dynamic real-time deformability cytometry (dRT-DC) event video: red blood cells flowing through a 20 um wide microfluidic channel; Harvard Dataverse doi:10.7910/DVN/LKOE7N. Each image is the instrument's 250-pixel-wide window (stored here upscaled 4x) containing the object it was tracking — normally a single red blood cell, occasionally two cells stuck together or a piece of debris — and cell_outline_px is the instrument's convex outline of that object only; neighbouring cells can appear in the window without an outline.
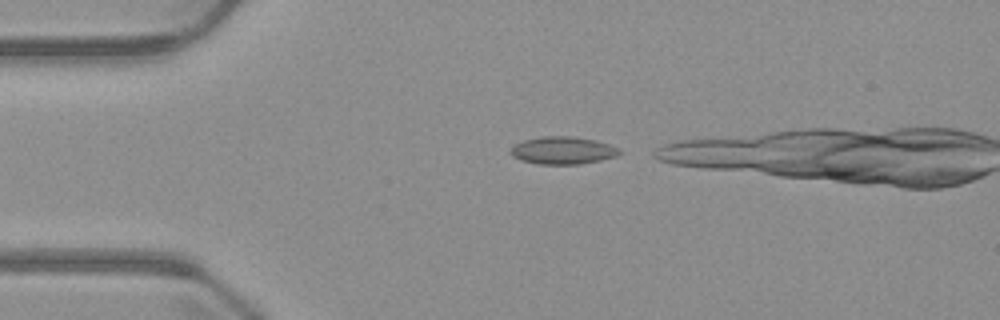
{"species": "common noctule bat (a hibernating species)", "species_latin": "Nyctalus noctula", "temperature_condition": "warm", "stored_images_in_passage": 4, "camera_frame_rate_fps": 3000, "um_per_image_px": 0.085, "animal": {"sex": "male", "body_mass_g": 23.1, "forearm_length_mm": 52.7}, "frame": {"image": 1, "passage_image": 1, "time_ms": 0.0, "image_size_px": [1000, 320], "cell_outline_px": [[624, 152], [616, 156], [600, 160], [580, 164], [540, 164], [520, 160], [512, 156], [508, 152], [516, 144], [524, 140], [544, 136], [572, 136], [592, 140], [608, 144]], "centroid_in_image_um": [47.81, 12.79], "position_along_channel_um": 37.2, "area_um2": 17.28}}